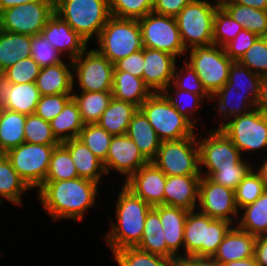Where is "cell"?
Segmentation results:
<instances>
[{
    "instance_id": "6da1fadb",
    "label": "cell",
    "mask_w": 267,
    "mask_h": 266,
    "mask_svg": "<svg viewBox=\"0 0 267 266\" xmlns=\"http://www.w3.org/2000/svg\"><path fill=\"white\" fill-rule=\"evenodd\" d=\"M98 183L84 178L45 181L37 190L44 210L54 221L83 220L86 210L95 205Z\"/></svg>"
},
{
    "instance_id": "7a4b0ae2",
    "label": "cell",
    "mask_w": 267,
    "mask_h": 266,
    "mask_svg": "<svg viewBox=\"0 0 267 266\" xmlns=\"http://www.w3.org/2000/svg\"><path fill=\"white\" fill-rule=\"evenodd\" d=\"M116 221H110V232L104 239L112 253L125 247H136L141 241L147 213L152 208L124 184L116 201ZM117 222V223H116Z\"/></svg>"
},
{
    "instance_id": "3957f363",
    "label": "cell",
    "mask_w": 267,
    "mask_h": 266,
    "mask_svg": "<svg viewBox=\"0 0 267 266\" xmlns=\"http://www.w3.org/2000/svg\"><path fill=\"white\" fill-rule=\"evenodd\" d=\"M232 226L229 221L211 218L196 209L189 211L184 225V252L180 256L213 257Z\"/></svg>"
},
{
    "instance_id": "277c9868",
    "label": "cell",
    "mask_w": 267,
    "mask_h": 266,
    "mask_svg": "<svg viewBox=\"0 0 267 266\" xmlns=\"http://www.w3.org/2000/svg\"><path fill=\"white\" fill-rule=\"evenodd\" d=\"M55 13L87 43L98 39L111 16L108 0H55Z\"/></svg>"
},
{
    "instance_id": "5b68a950",
    "label": "cell",
    "mask_w": 267,
    "mask_h": 266,
    "mask_svg": "<svg viewBox=\"0 0 267 266\" xmlns=\"http://www.w3.org/2000/svg\"><path fill=\"white\" fill-rule=\"evenodd\" d=\"M161 141L194 136V125L181 115L162 92L152 93L139 108Z\"/></svg>"
},
{
    "instance_id": "8992f818",
    "label": "cell",
    "mask_w": 267,
    "mask_h": 266,
    "mask_svg": "<svg viewBox=\"0 0 267 266\" xmlns=\"http://www.w3.org/2000/svg\"><path fill=\"white\" fill-rule=\"evenodd\" d=\"M98 48L112 64L143 48L137 19L110 16L98 37Z\"/></svg>"
},
{
    "instance_id": "52a82bcc",
    "label": "cell",
    "mask_w": 267,
    "mask_h": 266,
    "mask_svg": "<svg viewBox=\"0 0 267 266\" xmlns=\"http://www.w3.org/2000/svg\"><path fill=\"white\" fill-rule=\"evenodd\" d=\"M211 3L193 0L175 16L186 50L213 44L214 17L220 4L217 1Z\"/></svg>"
},
{
    "instance_id": "ba28073f",
    "label": "cell",
    "mask_w": 267,
    "mask_h": 266,
    "mask_svg": "<svg viewBox=\"0 0 267 266\" xmlns=\"http://www.w3.org/2000/svg\"><path fill=\"white\" fill-rule=\"evenodd\" d=\"M197 136L161 141L152 162L166 176L201 175Z\"/></svg>"
},
{
    "instance_id": "9c48e42d",
    "label": "cell",
    "mask_w": 267,
    "mask_h": 266,
    "mask_svg": "<svg viewBox=\"0 0 267 266\" xmlns=\"http://www.w3.org/2000/svg\"><path fill=\"white\" fill-rule=\"evenodd\" d=\"M186 54L190 56L187 63L195 70L211 96L227 83L233 61L226 55L223 47L215 44L195 46L187 50Z\"/></svg>"
},
{
    "instance_id": "30bf717a",
    "label": "cell",
    "mask_w": 267,
    "mask_h": 266,
    "mask_svg": "<svg viewBox=\"0 0 267 266\" xmlns=\"http://www.w3.org/2000/svg\"><path fill=\"white\" fill-rule=\"evenodd\" d=\"M221 130L243 152L267 148V115L256 108L225 122Z\"/></svg>"
},
{
    "instance_id": "8fae6325",
    "label": "cell",
    "mask_w": 267,
    "mask_h": 266,
    "mask_svg": "<svg viewBox=\"0 0 267 266\" xmlns=\"http://www.w3.org/2000/svg\"><path fill=\"white\" fill-rule=\"evenodd\" d=\"M138 22L143 48L163 51L176 58L186 53L175 17L151 12Z\"/></svg>"
},
{
    "instance_id": "7c38bea8",
    "label": "cell",
    "mask_w": 267,
    "mask_h": 266,
    "mask_svg": "<svg viewBox=\"0 0 267 266\" xmlns=\"http://www.w3.org/2000/svg\"><path fill=\"white\" fill-rule=\"evenodd\" d=\"M57 145L24 142L5 153L13 168L31 188H39L46 179L51 154Z\"/></svg>"
},
{
    "instance_id": "4fadbf2b",
    "label": "cell",
    "mask_w": 267,
    "mask_h": 266,
    "mask_svg": "<svg viewBox=\"0 0 267 266\" xmlns=\"http://www.w3.org/2000/svg\"><path fill=\"white\" fill-rule=\"evenodd\" d=\"M113 70L114 64L107 57L97 49L88 51L86 48L85 51L72 60L73 87L76 76L81 91H112Z\"/></svg>"
},
{
    "instance_id": "5bb4252c",
    "label": "cell",
    "mask_w": 267,
    "mask_h": 266,
    "mask_svg": "<svg viewBox=\"0 0 267 266\" xmlns=\"http://www.w3.org/2000/svg\"><path fill=\"white\" fill-rule=\"evenodd\" d=\"M55 13V2H30L3 10L1 30L25 35L41 34Z\"/></svg>"
},
{
    "instance_id": "9a60e30c",
    "label": "cell",
    "mask_w": 267,
    "mask_h": 266,
    "mask_svg": "<svg viewBox=\"0 0 267 266\" xmlns=\"http://www.w3.org/2000/svg\"><path fill=\"white\" fill-rule=\"evenodd\" d=\"M200 137L198 141L200 172L206 167L207 173L202 176L209 178L218 168L237 165L242 154L233 142L218 128L211 130L208 137ZM202 169V170H201Z\"/></svg>"
},
{
    "instance_id": "2e32d148",
    "label": "cell",
    "mask_w": 267,
    "mask_h": 266,
    "mask_svg": "<svg viewBox=\"0 0 267 266\" xmlns=\"http://www.w3.org/2000/svg\"><path fill=\"white\" fill-rule=\"evenodd\" d=\"M198 205L197 209L207 216L230 223L235 222L240 215L235 203V191L218 185L204 176L199 183Z\"/></svg>"
},
{
    "instance_id": "e0dca14e",
    "label": "cell",
    "mask_w": 267,
    "mask_h": 266,
    "mask_svg": "<svg viewBox=\"0 0 267 266\" xmlns=\"http://www.w3.org/2000/svg\"><path fill=\"white\" fill-rule=\"evenodd\" d=\"M149 161L142 155L134 141L126 134L113 136L107 158L103 162L106 175L113 169L126 176L128 179L133 173L138 171Z\"/></svg>"
},
{
    "instance_id": "ac0fdd59",
    "label": "cell",
    "mask_w": 267,
    "mask_h": 266,
    "mask_svg": "<svg viewBox=\"0 0 267 266\" xmlns=\"http://www.w3.org/2000/svg\"><path fill=\"white\" fill-rule=\"evenodd\" d=\"M167 176L149 162L133 173L124 185L152 207L164 205V189Z\"/></svg>"
},
{
    "instance_id": "d6986e66",
    "label": "cell",
    "mask_w": 267,
    "mask_h": 266,
    "mask_svg": "<svg viewBox=\"0 0 267 266\" xmlns=\"http://www.w3.org/2000/svg\"><path fill=\"white\" fill-rule=\"evenodd\" d=\"M176 60L169 53L144 48L143 81L153 93L163 92L172 83Z\"/></svg>"
},
{
    "instance_id": "ffe728a7",
    "label": "cell",
    "mask_w": 267,
    "mask_h": 266,
    "mask_svg": "<svg viewBox=\"0 0 267 266\" xmlns=\"http://www.w3.org/2000/svg\"><path fill=\"white\" fill-rule=\"evenodd\" d=\"M41 34L45 39H48L50 44H52L61 55L65 56L68 52L70 60H74L88 48V43L84 38L76 33L71 26L56 13L47 21Z\"/></svg>"
},
{
    "instance_id": "44dd1931",
    "label": "cell",
    "mask_w": 267,
    "mask_h": 266,
    "mask_svg": "<svg viewBox=\"0 0 267 266\" xmlns=\"http://www.w3.org/2000/svg\"><path fill=\"white\" fill-rule=\"evenodd\" d=\"M202 175L167 176L164 189V205L187 211L198 204L199 183Z\"/></svg>"
},
{
    "instance_id": "7402d4cb",
    "label": "cell",
    "mask_w": 267,
    "mask_h": 266,
    "mask_svg": "<svg viewBox=\"0 0 267 266\" xmlns=\"http://www.w3.org/2000/svg\"><path fill=\"white\" fill-rule=\"evenodd\" d=\"M40 96L35 82L21 84L2 83L0 103L6 110L27 116L35 114Z\"/></svg>"
},
{
    "instance_id": "603a6c76",
    "label": "cell",
    "mask_w": 267,
    "mask_h": 266,
    "mask_svg": "<svg viewBox=\"0 0 267 266\" xmlns=\"http://www.w3.org/2000/svg\"><path fill=\"white\" fill-rule=\"evenodd\" d=\"M256 238L234 225L225 234L213 257L221 264L253 257Z\"/></svg>"
},
{
    "instance_id": "cb8c5ba5",
    "label": "cell",
    "mask_w": 267,
    "mask_h": 266,
    "mask_svg": "<svg viewBox=\"0 0 267 266\" xmlns=\"http://www.w3.org/2000/svg\"><path fill=\"white\" fill-rule=\"evenodd\" d=\"M153 208L159 213L167 249L174 256H180L179 249L184 250V225L189 211L167 205Z\"/></svg>"
},
{
    "instance_id": "d4e9b609",
    "label": "cell",
    "mask_w": 267,
    "mask_h": 266,
    "mask_svg": "<svg viewBox=\"0 0 267 266\" xmlns=\"http://www.w3.org/2000/svg\"><path fill=\"white\" fill-rule=\"evenodd\" d=\"M41 68L35 84L41 96L73 93L72 60Z\"/></svg>"
},
{
    "instance_id": "484cf974",
    "label": "cell",
    "mask_w": 267,
    "mask_h": 266,
    "mask_svg": "<svg viewBox=\"0 0 267 266\" xmlns=\"http://www.w3.org/2000/svg\"><path fill=\"white\" fill-rule=\"evenodd\" d=\"M69 150L78 177L91 180L99 184L106 175L103 162L78 138L62 142Z\"/></svg>"
},
{
    "instance_id": "4316f807",
    "label": "cell",
    "mask_w": 267,
    "mask_h": 266,
    "mask_svg": "<svg viewBox=\"0 0 267 266\" xmlns=\"http://www.w3.org/2000/svg\"><path fill=\"white\" fill-rule=\"evenodd\" d=\"M126 135L134 141L142 155L149 162L155 159L161 140L149 123L148 118L140 109L133 115Z\"/></svg>"
},
{
    "instance_id": "83f0119b",
    "label": "cell",
    "mask_w": 267,
    "mask_h": 266,
    "mask_svg": "<svg viewBox=\"0 0 267 266\" xmlns=\"http://www.w3.org/2000/svg\"><path fill=\"white\" fill-rule=\"evenodd\" d=\"M152 93L142 78L126 71H119L114 67L112 87V96L114 98L132 103L140 108Z\"/></svg>"
},
{
    "instance_id": "f1b7e54d",
    "label": "cell",
    "mask_w": 267,
    "mask_h": 266,
    "mask_svg": "<svg viewBox=\"0 0 267 266\" xmlns=\"http://www.w3.org/2000/svg\"><path fill=\"white\" fill-rule=\"evenodd\" d=\"M31 57V36L1 30L0 74L19 60Z\"/></svg>"
},
{
    "instance_id": "f546056e",
    "label": "cell",
    "mask_w": 267,
    "mask_h": 266,
    "mask_svg": "<svg viewBox=\"0 0 267 266\" xmlns=\"http://www.w3.org/2000/svg\"><path fill=\"white\" fill-rule=\"evenodd\" d=\"M139 108L132 103L112 98L97 124L112 136L124 135Z\"/></svg>"
},
{
    "instance_id": "4dcf8cb0",
    "label": "cell",
    "mask_w": 267,
    "mask_h": 266,
    "mask_svg": "<svg viewBox=\"0 0 267 266\" xmlns=\"http://www.w3.org/2000/svg\"><path fill=\"white\" fill-rule=\"evenodd\" d=\"M232 95H235L236 99ZM211 100L218 102V107L214 108L215 110L218 108V114L223 118V122L220 123L218 129L229 119L248 113L254 109L257 102V99L251 93L230 91H216L211 96Z\"/></svg>"
},
{
    "instance_id": "1f68e13d",
    "label": "cell",
    "mask_w": 267,
    "mask_h": 266,
    "mask_svg": "<svg viewBox=\"0 0 267 266\" xmlns=\"http://www.w3.org/2000/svg\"><path fill=\"white\" fill-rule=\"evenodd\" d=\"M219 4L244 29L254 32L258 37L267 33V10L244 6L231 0H222Z\"/></svg>"
},
{
    "instance_id": "d6a6232c",
    "label": "cell",
    "mask_w": 267,
    "mask_h": 266,
    "mask_svg": "<svg viewBox=\"0 0 267 266\" xmlns=\"http://www.w3.org/2000/svg\"><path fill=\"white\" fill-rule=\"evenodd\" d=\"M78 106L71 98L63 110L50 121V127L56 139L62 143L73 138H78L84 127Z\"/></svg>"
},
{
    "instance_id": "836d02e7",
    "label": "cell",
    "mask_w": 267,
    "mask_h": 266,
    "mask_svg": "<svg viewBox=\"0 0 267 266\" xmlns=\"http://www.w3.org/2000/svg\"><path fill=\"white\" fill-rule=\"evenodd\" d=\"M136 247L140 250L165 258L174 257L167 249L160 216L153 207L147 213L143 235Z\"/></svg>"
},
{
    "instance_id": "e575fe53",
    "label": "cell",
    "mask_w": 267,
    "mask_h": 266,
    "mask_svg": "<svg viewBox=\"0 0 267 266\" xmlns=\"http://www.w3.org/2000/svg\"><path fill=\"white\" fill-rule=\"evenodd\" d=\"M32 190L13 168L5 154H0V205L7 199L16 205H22L21 195Z\"/></svg>"
},
{
    "instance_id": "d590c367",
    "label": "cell",
    "mask_w": 267,
    "mask_h": 266,
    "mask_svg": "<svg viewBox=\"0 0 267 266\" xmlns=\"http://www.w3.org/2000/svg\"><path fill=\"white\" fill-rule=\"evenodd\" d=\"M25 120L26 115L3 108L0 119V154L25 142Z\"/></svg>"
},
{
    "instance_id": "8d00e7d4",
    "label": "cell",
    "mask_w": 267,
    "mask_h": 266,
    "mask_svg": "<svg viewBox=\"0 0 267 266\" xmlns=\"http://www.w3.org/2000/svg\"><path fill=\"white\" fill-rule=\"evenodd\" d=\"M75 92L73 88L72 98L78 106L84 124L97 123L113 98L112 91H80L79 95Z\"/></svg>"
},
{
    "instance_id": "74e56055",
    "label": "cell",
    "mask_w": 267,
    "mask_h": 266,
    "mask_svg": "<svg viewBox=\"0 0 267 266\" xmlns=\"http://www.w3.org/2000/svg\"><path fill=\"white\" fill-rule=\"evenodd\" d=\"M241 210L244 212L239 222L233 223L236 226L252 234L255 237L267 234V190L252 204H249Z\"/></svg>"
},
{
    "instance_id": "f35d334b",
    "label": "cell",
    "mask_w": 267,
    "mask_h": 266,
    "mask_svg": "<svg viewBox=\"0 0 267 266\" xmlns=\"http://www.w3.org/2000/svg\"><path fill=\"white\" fill-rule=\"evenodd\" d=\"M261 77L238 61H233L229 68L227 83L217 91L251 93L256 99L259 97Z\"/></svg>"
},
{
    "instance_id": "ab89813d",
    "label": "cell",
    "mask_w": 267,
    "mask_h": 266,
    "mask_svg": "<svg viewBox=\"0 0 267 266\" xmlns=\"http://www.w3.org/2000/svg\"><path fill=\"white\" fill-rule=\"evenodd\" d=\"M78 178L69 150L60 143L51 154L49 169L45 181H62Z\"/></svg>"
},
{
    "instance_id": "60d3db41",
    "label": "cell",
    "mask_w": 267,
    "mask_h": 266,
    "mask_svg": "<svg viewBox=\"0 0 267 266\" xmlns=\"http://www.w3.org/2000/svg\"><path fill=\"white\" fill-rule=\"evenodd\" d=\"M118 266H169L170 258L151 254L137 247H125L113 252Z\"/></svg>"
},
{
    "instance_id": "b9f144b4",
    "label": "cell",
    "mask_w": 267,
    "mask_h": 266,
    "mask_svg": "<svg viewBox=\"0 0 267 266\" xmlns=\"http://www.w3.org/2000/svg\"><path fill=\"white\" fill-rule=\"evenodd\" d=\"M112 135L97 123L85 124L78 139L81 140L102 162L107 158Z\"/></svg>"
},
{
    "instance_id": "7bdbcfd3",
    "label": "cell",
    "mask_w": 267,
    "mask_h": 266,
    "mask_svg": "<svg viewBox=\"0 0 267 266\" xmlns=\"http://www.w3.org/2000/svg\"><path fill=\"white\" fill-rule=\"evenodd\" d=\"M25 142L31 144L42 145H59L60 142L56 139L50 127V122L36 114L26 116L24 127Z\"/></svg>"
},
{
    "instance_id": "ee69618b",
    "label": "cell",
    "mask_w": 267,
    "mask_h": 266,
    "mask_svg": "<svg viewBox=\"0 0 267 266\" xmlns=\"http://www.w3.org/2000/svg\"><path fill=\"white\" fill-rule=\"evenodd\" d=\"M243 29V25L236 22L221 6H219L214 17L213 44L224 47Z\"/></svg>"
},
{
    "instance_id": "f6af8a7d",
    "label": "cell",
    "mask_w": 267,
    "mask_h": 266,
    "mask_svg": "<svg viewBox=\"0 0 267 266\" xmlns=\"http://www.w3.org/2000/svg\"><path fill=\"white\" fill-rule=\"evenodd\" d=\"M264 191V183L253 168L235 190V203L238 210L255 202Z\"/></svg>"
},
{
    "instance_id": "bcb514c9",
    "label": "cell",
    "mask_w": 267,
    "mask_h": 266,
    "mask_svg": "<svg viewBox=\"0 0 267 266\" xmlns=\"http://www.w3.org/2000/svg\"><path fill=\"white\" fill-rule=\"evenodd\" d=\"M110 14L118 18L140 19L153 11V0H108Z\"/></svg>"
},
{
    "instance_id": "7dc6e473",
    "label": "cell",
    "mask_w": 267,
    "mask_h": 266,
    "mask_svg": "<svg viewBox=\"0 0 267 266\" xmlns=\"http://www.w3.org/2000/svg\"><path fill=\"white\" fill-rule=\"evenodd\" d=\"M184 60V65H181V68L179 66L175 67L172 84L177 89L186 90L190 93L198 94L202 98H206L211 101V95L203 87L199 76L192 68V66L187 63L186 59Z\"/></svg>"
},
{
    "instance_id": "c3c4849f",
    "label": "cell",
    "mask_w": 267,
    "mask_h": 266,
    "mask_svg": "<svg viewBox=\"0 0 267 266\" xmlns=\"http://www.w3.org/2000/svg\"><path fill=\"white\" fill-rule=\"evenodd\" d=\"M41 67L31 57L19 60L2 73V83L21 84L36 81Z\"/></svg>"
},
{
    "instance_id": "681fc988",
    "label": "cell",
    "mask_w": 267,
    "mask_h": 266,
    "mask_svg": "<svg viewBox=\"0 0 267 266\" xmlns=\"http://www.w3.org/2000/svg\"><path fill=\"white\" fill-rule=\"evenodd\" d=\"M63 56L42 34L31 36V58L41 67L57 65Z\"/></svg>"
},
{
    "instance_id": "f907efd6",
    "label": "cell",
    "mask_w": 267,
    "mask_h": 266,
    "mask_svg": "<svg viewBox=\"0 0 267 266\" xmlns=\"http://www.w3.org/2000/svg\"><path fill=\"white\" fill-rule=\"evenodd\" d=\"M171 86L174 88V91L171 90V92H170L169 90H170V87ZM172 92H173V94H172ZM162 93L173 104L174 108L181 115H183L184 117H186L193 125L197 123V121L194 120L193 118H191V116L200 107L201 101L203 99L200 95L194 94V93H190L189 91H186V90L177 89L172 83L169 86H167V88ZM178 97L179 98L183 97L182 99H187L188 98L187 100L189 102L191 101L192 105L189 106V104H187L185 106L184 103L186 102V100L183 102ZM185 97H187V98H185ZM186 103H188V102H186Z\"/></svg>"
},
{
    "instance_id": "816d5d0a",
    "label": "cell",
    "mask_w": 267,
    "mask_h": 266,
    "mask_svg": "<svg viewBox=\"0 0 267 266\" xmlns=\"http://www.w3.org/2000/svg\"><path fill=\"white\" fill-rule=\"evenodd\" d=\"M242 159L237 165L227 168H218L209 179L218 185H223L232 190H236L239 183L253 169L252 165Z\"/></svg>"
},
{
    "instance_id": "f5cc1de1",
    "label": "cell",
    "mask_w": 267,
    "mask_h": 266,
    "mask_svg": "<svg viewBox=\"0 0 267 266\" xmlns=\"http://www.w3.org/2000/svg\"><path fill=\"white\" fill-rule=\"evenodd\" d=\"M238 62L260 77L267 76V47L261 37L255 40Z\"/></svg>"
},
{
    "instance_id": "db71d44e",
    "label": "cell",
    "mask_w": 267,
    "mask_h": 266,
    "mask_svg": "<svg viewBox=\"0 0 267 266\" xmlns=\"http://www.w3.org/2000/svg\"><path fill=\"white\" fill-rule=\"evenodd\" d=\"M71 98L72 94L40 96L35 114L45 121L50 122L63 110L64 106Z\"/></svg>"
},
{
    "instance_id": "11a10c76",
    "label": "cell",
    "mask_w": 267,
    "mask_h": 266,
    "mask_svg": "<svg viewBox=\"0 0 267 266\" xmlns=\"http://www.w3.org/2000/svg\"><path fill=\"white\" fill-rule=\"evenodd\" d=\"M257 38L258 36L254 32L243 29L223 48L232 61H239Z\"/></svg>"
},
{
    "instance_id": "9f6ffc18",
    "label": "cell",
    "mask_w": 267,
    "mask_h": 266,
    "mask_svg": "<svg viewBox=\"0 0 267 266\" xmlns=\"http://www.w3.org/2000/svg\"><path fill=\"white\" fill-rule=\"evenodd\" d=\"M114 67L119 71H126L143 79L144 48L136 53L130 54L123 59H120L114 64Z\"/></svg>"
},
{
    "instance_id": "6f0895ef",
    "label": "cell",
    "mask_w": 267,
    "mask_h": 266,
    "mask_svg": "<svg viewBox=\"0 0 267 266\" xmlns=\"http://www.w3.org/2000/svg\"><path fill=\"white\" fill-rule=\"evenodd\" d=\"M193 0H153V11L159 15L175 17L187 4Z\"/></svg>"
},
{
    "instance_id": "680465c9",
    "label": "cell",
    "mask_w": 267,
    "mask_h": 266,
    "mask_svg": "<svg viewBox=\"0 0 267 266\" xmlns=\"http://www.w3.org/2000/svg\"><path fill=\"white\" fill-rule=\"evenodd\" d=\"M254 257L259 266H267V235L256 238Z\"/></svg>"
},
{
    "instance_id": "91938a15",
    "label": "cell",
    "mask_w": 267,
    "mask_h": 266,
    "mask_svg": "<svg viewBox=\"0 0 267 266\" xmlns=\"http://www.w3.org/2000/svg\"><path fill=\"white\" fill-rule=\"evenodd\" d=\"M255 108L267 115V76H262L260 81L259 97Z\"/></svg>"
},
{
    "instance_id": "94428289",
    "label": "cell",
    "mask_w": 267,
    "mask_h": 266,
    "mask_svg": "<svg viewBox=\"0 0 267 266\" xmlns=\"http://www.w3.org/2000/svg\"><path fill=\"white\" fill-rule=\"evenodd\" d=\"M169 266H198V256H174Z\"/></svg>"
},
{
    "instance_id": "6125c7cd",
    "label": "cell",
    "mask_w": 267,
    "mask_h": 266,
    "mask_svg": "<svg viewBox=\"0 0 267 266\" xmlns=\"http://www.w3.org/2000/svg\"><path fill=\"white\" fill-rule=\"evenodd\" d=\"M30 2H55V0H0V13L8 8Z\"/></svg>"
},
{
    "instance_id": "be15d7a7",
    "label": "cell",
    "mask_w": 267,
    "mask_h": 266,
    "mask_svg": "<svg viewBox=\"0 0 267 266\" xmlns=\"http://www.w3.org/2000/svg\"><path fill=\"white\" fill-rule=\"evenodd\" d=\"M234 3L253 7L259 10H267V0H231Z\"/></svg>"
},
{
    "instance_id": "e7e4bbea",
    "label": "cell",
    "mask_w": 267,
    "mask_h": 266,
    "mask_svg": "<svg viewBox=\"0 0 267 266\" xmlns=\"http://www.w3.org/2000/svg\"><path fill=\"white\" fill-rule=\"evenodd\" d=\"M222 266H259L255 257H250L244 260L232 261L230 263H223Z\"/></svg>"
},
{
    "instance_id": "03108f58",
    "label": "cell",
    "mask_w": 267,
    "mask_h": 266,
    "mask_svg": "<svg viewBox=\"0 0 267 266\" xmlns=\"http://www.w3.org/2000/svg\"><path fill=\"white\" fill-rule=\"evenodd\" d=\"M198 266H222V265L214 257L198 256Z\"/></svg>"
},
{
    "instance_id": "003e7915",
    "label": "cell",
    "mask_w": 267,
    "mask_h": 266,
    "mask_svg": "<svg viewBox=\"0 0 267 266\" xmlns=\"http://www.w3.org/2000/svg\"><path fill=\"white\" fill-rule=\"evenodd\" d=\"M256 172L260 175L261 180L264 183L265 190H267V158L258 170L256 169Z\"/></svg>"
},
{
    "instance_id": "a7ac6f4b",
    "label": "cell",
    "mask_w": 267,
    "mask_h": 266,
    "mask_svg": "<svg viewBox=\"0 0 267 266\" xmlns=\"http://www.w3.org/2000/svg\"><path fill=\"white\" fill-rule=\"evenodd\" d=\"M262 40L264 41L266 47H267V33L263 36H261Z\"/></svg>"
},
{
    "instance_id": "89a4df30",
    "label": "cell",
    "mask_w": 267,
    "mask_h": 266,
    "mask_svg": "<svg viewBox=\"0 0 267 266\" xmlns=\"http://www.w3.org/2000/svg\"><path fill=\"white\" fill-rule=\"evenodd\" d=\"M2 74H0V100H1V86H2Z\"/></svg>"
},
{
    "instance_id": "2644e50d",
    "label": "cell",
    "mask_w": 267,
    "mask_h": 266,
    "mask_svg": "<svg viewBox=\"0 0 267 266\" xmlns=\"http://www.w3.org/2000/svg\"><path fill=\"white\" fill-rule=\"evenodd\" d=\"M2 110H3V107H2V105L0 103V119H1V115H2Z\"/></svg>"
}]
</instances>
